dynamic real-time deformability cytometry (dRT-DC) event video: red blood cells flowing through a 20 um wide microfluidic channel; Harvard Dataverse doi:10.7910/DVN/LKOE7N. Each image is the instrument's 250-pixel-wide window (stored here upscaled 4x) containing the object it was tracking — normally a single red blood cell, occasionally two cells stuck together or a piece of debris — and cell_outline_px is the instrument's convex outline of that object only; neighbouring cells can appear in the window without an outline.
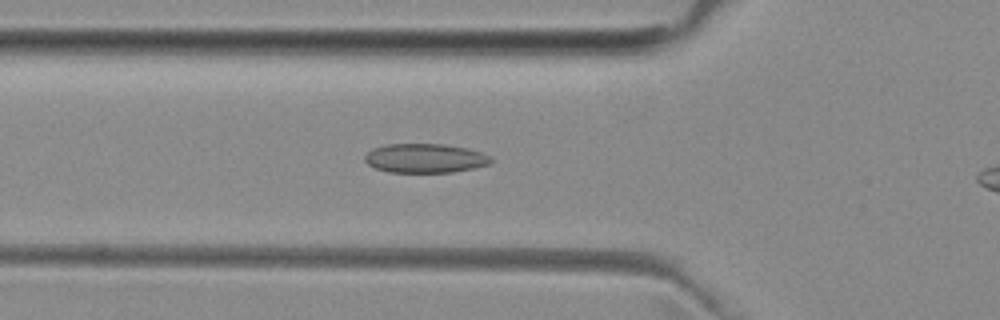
{"species": "common noctule bat (a hibernating species)", "species_latin": "Nyctalus noctula", "temperature_condition": "room temperature", "stored_images_in_passage": 37, "camera_frame_rate_fps": 3000, "um_per_image_px": 0.085, "animal": {"sex": "female", "body_mass_g": 29.2, "forearm_length_mm": 56.3}, "frame": {"image": 1, "passage_image": 10, "time_ms": 3.0, "image_size_px": [1000, 320], "cell_outline_px": [[492, 160], [488, 164], [476, 168], [452, 172], [388, 172], [376, 168], [368, 164], [364, 160], [364, 156], [372, 148], [388, 144], [444, 144], [468, 148], [492, 156]], "centroid_in_image_um": [36.14, 13.45], "position_along_channel_um": 89.7, "area_um2": 21.5}}
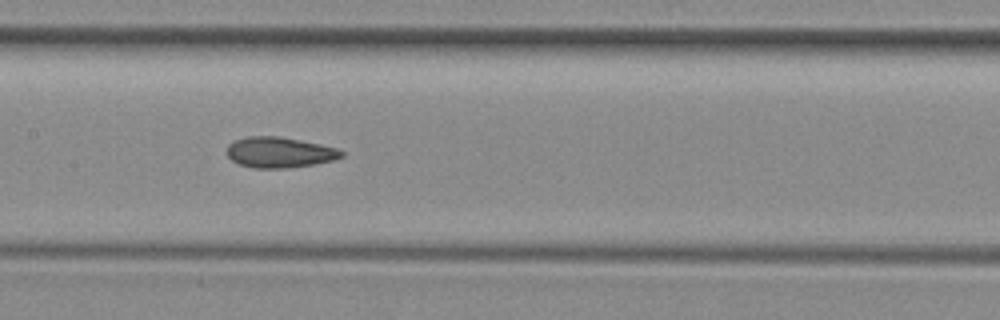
{"frame": {"image": 2, "passage_image": 17, "time_ms": 5.333, "image_size_px": [1000, 320], "cell_outline_px": [[344, 156], [336, 160], [316, 164], [288, 168], [256, 168], [240, 164], [232, 160], [228, 156], [228, 144], [236, 140], [248, 136], [280, 136], [320, 144], [336, 148], [344, 152]], "centroid_in_image_um": [23.8, 12.95], "position_along_channel_um": 183.6, "area_um2": 20.46}}
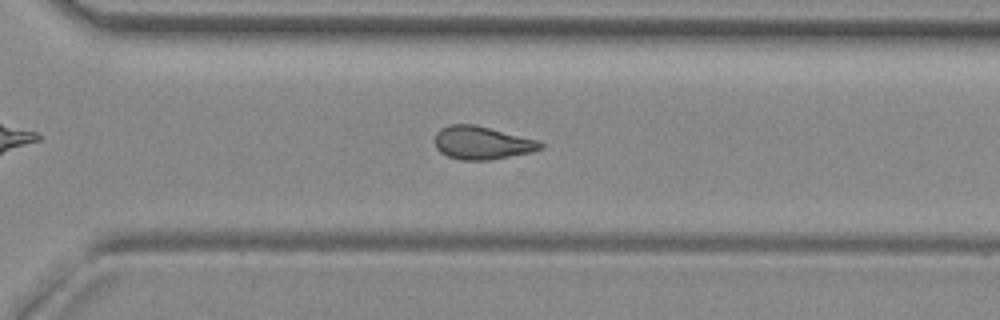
{"frame": {"image": 3, "passage_image": 28, "time_ms": 9.0, "image_size_px": [1000, 320], "cell_outline_px": [[544, 148], [532, 152], [488, 160], [460, 160], [448, 156], [440, 152], [436, 148], [436, 132], [440, 128], [452, 124], [476, 124], [540, 140], [544, 144]], "centroid_in_image_um": [41.01, 12.13], "position_along_channel_um": 329.6, "area_um2": 20.58}, "authors_computed_cell_mechanics": {"area_um2": 20.4034, "velocity_mm_per_s": 3.9982, "shape_relaxation_time_tau1_ms": null, "shape_relaxation_time_tau2_ms": 3.329, "deformation_change_tau1": null, "deformation_change_tau2": 0.0967}}